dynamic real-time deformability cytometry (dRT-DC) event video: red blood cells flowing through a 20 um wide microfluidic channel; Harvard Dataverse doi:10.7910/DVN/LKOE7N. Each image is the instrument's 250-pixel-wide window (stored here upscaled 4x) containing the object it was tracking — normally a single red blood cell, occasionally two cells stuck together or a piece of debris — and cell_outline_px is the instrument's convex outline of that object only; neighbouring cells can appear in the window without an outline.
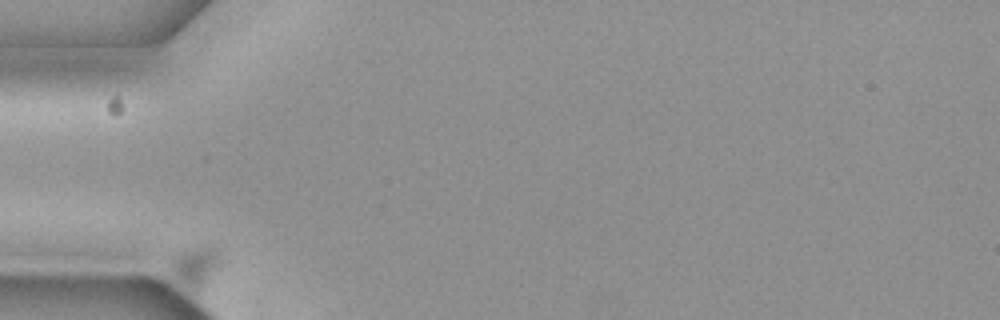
{"species": "common noctule bat (a hibernating species)", "species_latin": "Nyctalus noctula", "temperature_condition": "cold", "stored_images_in_passage": 38, "camera_frame_rate_fps": 3000, "um_per_image_px": 0.085, "animal": {"sex": "female", "body_mass_g": 19.3, "forearm_length_mm": 54.1}, "frame": {"image": 1, "passage_image": 1, "time_ms": 0.0, "image_size_px": [1000, 320], "cell_outline_px": [[224, 260], [204, 292], [200, 296], [196, 296], [184, 288], [176, 280], [172, 272], [172, 264], [184, 252], [192, 248], [204, 244], [212, 244], [220, 248], [224, 256]], "centroid_in_image_um": [16.81, 22.75], "position_along_channel_um": 68.2, "area_um2": 12.89}}
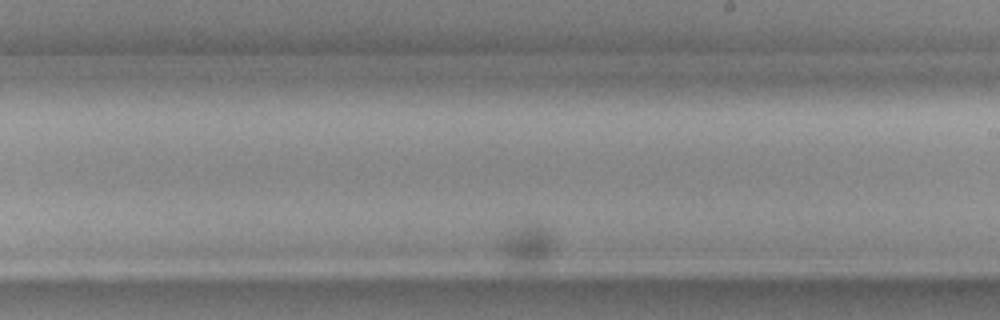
{"frame": {"image": 2, "passage_image": 24, "time_ms": 7.667, "image_size_px": [1000, 320], "cell_outline_px": [[552, 248], [544, 260], [536, 268], [512, 268], [500, 244], [512, 228], [520, 220], [532, 220], [544, 228], [548, 232], [552, 244]], "centroid_in_image_um": [44.77, 20.82], "position_along_channel_um": 244.2, "area_um2": 13.18}}
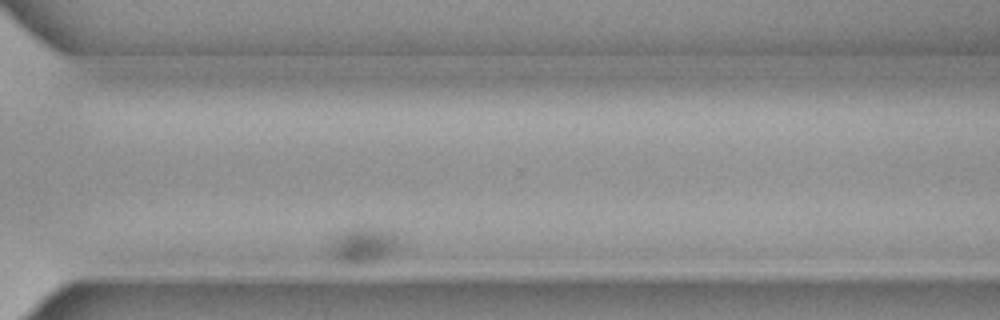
{"frame": {"image": 3, "passage_image": 35, "time_ms": 11.333, "image_size_px": [1000, 320], "cell_outline_px": [[400, 248], [396, 252], [376, 260], [364, 264], [352, 264], [336, 260], [328, 248], [328, 244], [332, 236], [352, 228], [376, 228], [392, 232], [396, 236], [400, 244]], "centroid_in_image_um": [30.86, 20.85], "position_along_channel_um": 339.7, "area_um2": 14.51}}